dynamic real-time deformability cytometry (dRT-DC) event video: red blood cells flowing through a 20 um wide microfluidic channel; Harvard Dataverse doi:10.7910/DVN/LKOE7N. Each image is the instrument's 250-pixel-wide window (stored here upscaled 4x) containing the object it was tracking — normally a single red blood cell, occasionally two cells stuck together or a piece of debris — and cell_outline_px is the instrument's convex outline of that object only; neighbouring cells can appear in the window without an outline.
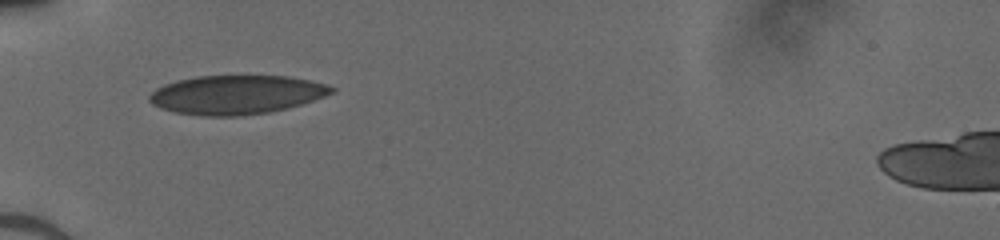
{"species": "human", "species_latin": "Homo sapiens", "temperature_condition": "cold", "stored_images_in_passage": 33, "camera_frame_rate_fps": 3000, "um_per_image_px": 0.085, "donor": {"sex": "male"}, "frame": {"image": 1, "passage_image": 1, "time_ms": 0.0, "image_size_px": [1000, 240], "cell_outline_px": [[336, 92], [288, 108], [268, 112], [240, 116], [200, 116], [172, 112], [160, 108], [152, 104], [148, 100], [148, 96], [156, 88], [164, 84], [196, 76], [288, 76], [312, 80], [336, 88]], "centroid_in_image_um": [20.07, 8.05], "position_along_channel_um": 64.9, "area_um2": 41.44}}
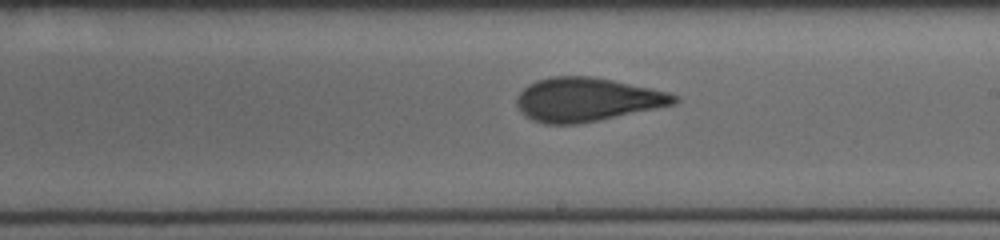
{"frame": {"image": 2, "passage_image": 14, "time_ms": 4.333, "image_size_px": [1000, 240], "cell_outline_px": [[680, 100], [676, 104], [600, 120], [580, 124], [544, 124], [532, 120], [524, 116], [520, 112], [516, 104], [516, 96], [528, 84], [536, 80], [552, 76], [592, 76], [652, 88], [668, 92], [680, 96]], "centroid_in_image_um": [49.88, 8.47], "position_along_channel_um": 239.1, "area_um2": 40.52}}
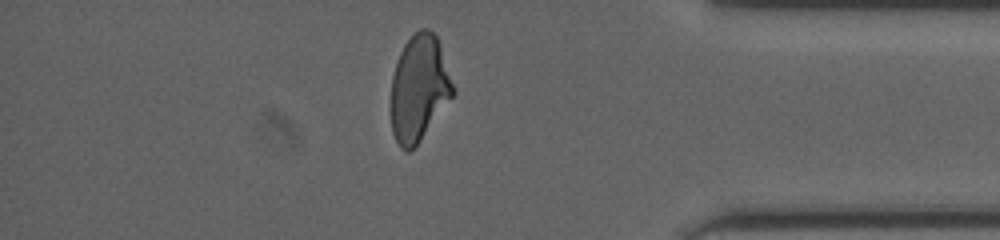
{"frame": {"image": 3, "passage_image": 27, "time_ms": 8.667, "image_size_px": [1000, 240], "cell_outline_px": [[456, 92], [420, 140], [408, 152], [400, 148], [392, 132], [392, 76], [400, 52], [404, 44], [420, 28], [428, 28], [436, 36], [440, 44], [456, 88]], "centroid_in_image_um": [35.65, 7.48], "position_along_channel_um": 399.6, "area_um2": 38.09}}